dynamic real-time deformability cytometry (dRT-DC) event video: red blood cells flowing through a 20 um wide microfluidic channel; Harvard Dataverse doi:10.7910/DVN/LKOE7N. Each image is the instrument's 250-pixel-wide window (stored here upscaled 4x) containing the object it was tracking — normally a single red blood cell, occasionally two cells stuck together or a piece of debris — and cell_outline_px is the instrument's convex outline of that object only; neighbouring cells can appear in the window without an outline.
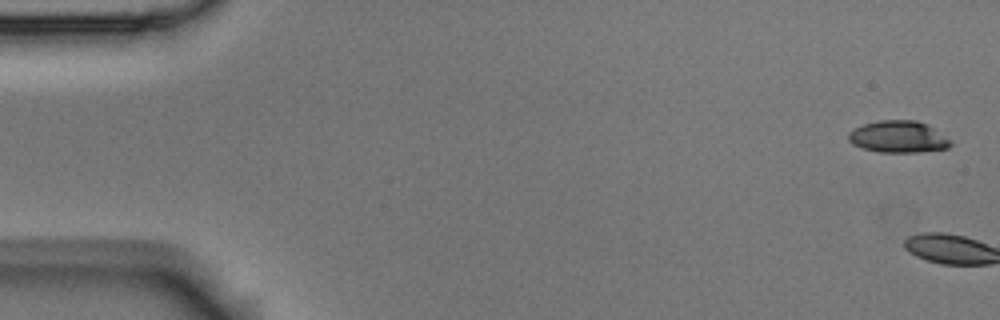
{"species": "Egyptian fruit bat (a non-hibernating species)", "species_latin": "Rousettus aegyptiacus", "temperature_condition": "room temperature", "stored_images_in_passage": 6, "camera_frame_rate_fps": 3000, "um_per_image_px": 0.085, "animal": {"sex": "male"}, "frame": {"image": 1, "passage_image": 1, "time_ms": 0.0, "image_size_px": [1000, 320], "cell_outline_px": [[952, 144], [948, 148], [920, 152], [880, 152], [864, 148], [852, 144], [848, 140], [848, 132], [864, 124], [880, 120], [916, 120], [928, 124], [952, 140]], "centroid_in_image_um": [76.39, 11.62], "position_along_channel_um": 8.6, "area_um2": 19.02}}